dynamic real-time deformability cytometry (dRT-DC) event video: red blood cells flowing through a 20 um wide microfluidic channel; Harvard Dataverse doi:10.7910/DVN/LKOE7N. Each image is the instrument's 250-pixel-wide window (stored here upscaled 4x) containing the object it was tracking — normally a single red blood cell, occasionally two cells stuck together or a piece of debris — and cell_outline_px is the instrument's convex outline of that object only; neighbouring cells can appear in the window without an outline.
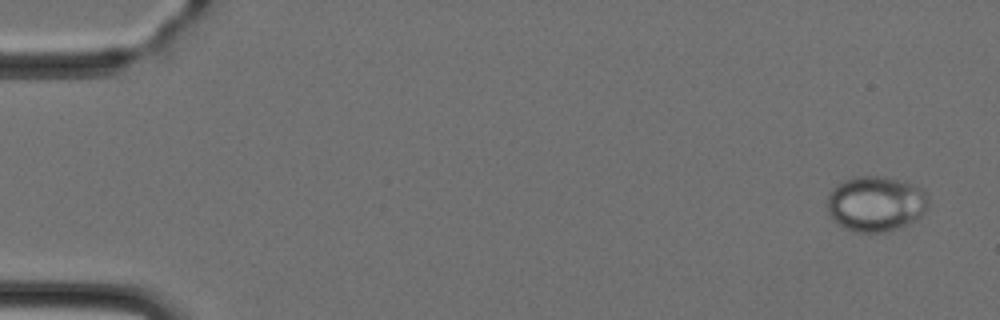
{"species": "Egyptian fruit bat (a non-hibernating species)", "species_latin": "Rousettus aegyptiacus", "temperature_condition": "cold", "stored_images_in_passage": 49, "camera_frame_rate_fps": 3000, "um_per_image_px": 0.085, "animal": {"sex": "female"}, "frame": {"image": 1, "passage_image": 3, "time_ms": 0.667, "image_size_px": [1000, 320], "cell_outline_px": [[928, 204], [924, 212], [920, 216], [908, 224], [900, 228], [884, 232], [856, 232], [844, 228], [828, 212], [828, 192], [836, 184], [844, 180], [856, 176], [880, 176], [904, 180], [924, 188], [928, 196]], "centroid_in_image_um": [74.47, 17.29], "position_along_channel_um": 10.5, "area_um2": 32.89}}
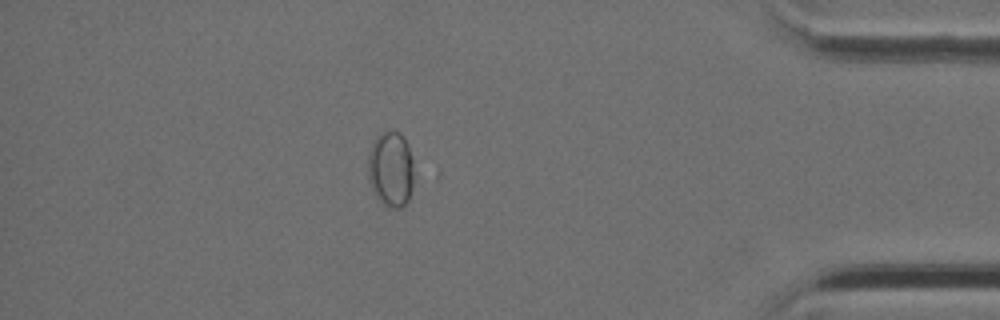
{"frame": {"image": 2, "passage_image": 43, "time_ms": 14.0, "image_size_px": [1000, 320], "cell_outline_px": [[412, 188], [408, 200], [400, 208], [392, 208], [384, 204], [376, 196], [368, 180], [368, 152], [372, 140], [376, 136], [384, 132], [400, 132], [408, 148], [412, 160]], "centroid_in_image_um": [33.18, 14.38], "position_along_channel_um": 402.0, "area_um2": 20.0}}